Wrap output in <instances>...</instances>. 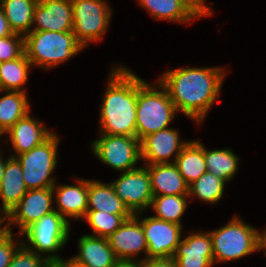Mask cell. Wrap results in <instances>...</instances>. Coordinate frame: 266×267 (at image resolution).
<instances>
[{"label": "cell", "mask_w": 266, "mask_h": 267, "mask_svg": "<svg viewBox=\"0 0 266 267\" xmlns=\"http://www.w3.org/2000/svg\"><path fill=\"white\" fill-rule=\"evenodd\" d=\"M224 70L222 67H182L163 73L158 81L167 90L177 111L200 124L220 96L227 73Z\"/></svg>", "instance_id": "1"}, {"label": "cell", "mask_w": 266, "mask_h": 267, "mask_svg": "<svg viewBox=\"0 0 266 267\" xmlns=\"http://www.w3.org/2000/svg\"><path fill=\"white\" fill-rule=\"evenodd\" d=\"M100 109V134L136 137L137 75L114 66Z\"/></svg>", "instance_id": "2"}, {"label": "cell", "mask_w": 266, "mask_h": 267, "mask_svg": "<svg viewBox=\"0 0 266 267\" xmlns=\"http://www.w3.org/2000/svg\"><path fill=\"white\" fill-rule=\"evenodd\" d=\"M151 85L137 75L136 137H143L169 128L178 113L165 87ZM158 85V86H157Z\"/></svg>", "instance_id": "3"}, {"label": "cell", "mask_w": 266, "mask_h": 267, "mask_svg": "<svg viewBox=\"0 0 266 267\" xmlns=\"http://www.w3.org/2000/svg\"><path fill=\"white\" fill-rule=\"evenodd\" d=\"M84 46L73 31L54 32L31 30L24 37V50L32 66L48 69L65 63Z\"/></svg>", "instance_id": "4"}, {"label": "cell", "mask_w": 266, "mask_h": 267, "mask_svg": "<svg viewBox=\"0 0 266 267\" xmlns=\"http://www.w3.org/2000/svg\"><path fill=\"white\" fill-rule=\"evenodd\" d=\"M257 229L234 216L219 229L210 231L215 262H230L257 251Z\"/></svg>", "instance_id": "5"}, {"label": "cell", "mask_w": 266, "mask_h": 267, "mask_svg": "<svg viewBox=\"0 0 266 267\" xmlns=\"http://www.w3.org/2000/svg\"><path fill=\"white\" fill-rule=\"evenodd\" d=\"M60 137L54 132L40 145L17 155L23 173V180L28 190L50 188L57 184L51 177L57 166L58 143Z\"/></svg>", "instance_id": "6"}, {"label": "cell", "mask_w": 266, "mask_h": 267, "mask_svg": "<svg viewBox=\"0 0 266 267\" xmlns=\"http://www.w3.org/2000/svg\"><path fill=\"white\" fill-rule=\"evenodd\" d=\"M70 231L69 220H66L57 211H53L34 222L20 235L27 237L28 242L23 240V244L28 249L41 256L43 253H47L49 255L45 257L52 260L63 259L55 252L61 250L68 242Z\"/></svg>", "instance_id": "7"}, {"label": "cell", "mask_w": 266, "mask_h": 267, "mask_svg": "<svg viewBox=\"0 0 266 267\" xmlns=\"http://www.w3.org/2000/svg\"><path fill=\"white\" fill-rule=\"evenodd\" d=\"M73 33L86 48L99 42L107 32L112 9L106 0H71Z\"/></svg>", "instance_id": "8"}, {"label": "cell", "mask_w": 266, "mask_h": 267, "mask_svg": "<svg viewBox=\"0 0 266 267\" xmlns=\"http://www.w3.org/2000/svg\"><path fill=\"white\" fill-rule=\"evenodd\" d=\"M93 154L104 164L117 171L138 168L141 159L140 140L137 137L101 134L91 144Z\"/></svg>", "instance_id": "9"}, {"label": "cell", "mask_w": 266, "mask_h": 267, "mask_svg": "<svg viewBox=\"0 0 266 267\" xmlns=\"http://www.w3.org/2000/svg\"><path fill=\"white\" fill-rule=\"evenodd\" d=\"M117 180L111 182L116 195L133 213L149 208L153 198L150 175L146 167L121 172Z\"/></svg>", "instance_id": "10"}, {"label": "cell", "mask_w": 266, "mask_h": 267, "mask_svg": "<svg viewBox=\"0 0 266 267\" xmlns=\"http://www.w3.org/2000/svg\"><path fill=\"white\" fill-rule=\"evenodd\" d=\"M53 190L50 188L31 189L21 198L20 202L7 214L8 231H12L11 225L19 226L20 234L34 222L40 220L55 208L53 204Z\"/></svg>", "instance_id": "11"}, {"label": "cell", "mask_w": 266, "mask_h": 267, "mask_svg": "<svg viewBox=\"0 0 266 267\" xmlns=\"http://www.w3.org/2000/svg\"><path fill=\"white\" fill-rule=\"evenodd\" d=\"M140 217L147 243V259L173 257L182 240V225L167 222L154 216Z\"/></svg>", "instance_id": "12"}, {"label": "cell", "mask_w": 266, "mask_h": 267, "mask_svg": "<svg viewBox=\"0 0 266 267\" xmlns=\"http://www.w3.org/2000/svg\"><path fill=\"white\" fill-rule=\"evenodd\" d=\"M188 142V140L181 142L180 134L174 128L169 127L157 131L140 140L141 159H144V165L174 163ZM174 153L176 156L172 161L170 158L173 157Z\"/></svg>", "instance_id": "13"}, {"label": "cell", "mask_w": 266, "mask_h": 267, "mask_svg": "<svg viewBox=\"0 0 266 267\" xmlns=\"http://www.w3.org/2000/svg\"><path fill=\"white\" fill-rule=\"evenodd\" d=\"M142 212L134 214L107 238L109 246L114 251L117 259H134L143 251L144 258L147 259V243L144 230L140 223ZM137 256V257H136Z\"/></svg>", "instance_id": "14"}, {"label": "cell", "mask_w": 266, "mask_h": 267, "mask_svg": "<svg viewBox=\"0 0 266 267\" xmlns=\"http://www.w3.org/2000/svg\"><path fill=\"white\" fill-rule=\"evenodd\" d=\"M33 29L36 31H73L71 0H38L34 9Z\"/></svg>", "instance_id": "15"}, {"label": "cell", "mask_w": 266, "mask_h": 267, "mask_svg": "<svg viewBox=\"0 0 266 267\" xmlns=\"http://www.w3.org/2000/svg\"><path fill=\"white\" fill-rule=\"evenodd\" d=\"M178 267H211L214 264L212 239L209 231L191 232L177 245L172 257Z\"/></svg>", "instance_id": "16"}, {"label": "cell", "mask_w": 266, "mask_h": 267, "mask_svg": "<svg viewBox=\"0 0 266 267\" xmlns=\"http://www.w3.org/2000/svg\"><path fill=\"white\" fill-rule=\"evenodd\" d=\"M76 185L55 184L52 187L56 210L66 220H83L88 210V179H76ZM68 217V219H67Z\"/></svg>", "instance_id": "17"}, {"label": "cell", "mask_w": 266, "mask_h": 267, "mask_svg": "<svg viewBox=\"0 0 266 267\" xmlns=\"http://www.w3.org/2000/svg\"><path fill=\"white\" fill-rule=\"evenodd\" d=\"M51 132L42 122L31 117L30 113L18 120L4 135H9L12 150L11 157L28 152L45 141Z\"/></svg>", "instance_id": "18"}, {"label": "cell", "mask_w": 266, "mask_h": 267, "mask_svg": "<svg viewBox=\"0 0 266 267\" xmlns=\"http://www.w3.org/2000/svg\"><path fill=\"white\" fill-rule=\"evenodd\" d=\"M79 254L70 258L80 267H112L117 260L107 238L83 235L78 240Z\"/></svg>", "instance_id": "19"}, {"label": "cell", "mask_w": 266, "mask_h": 267, "mask_svg": "<svg viewBox=\"0 0 266 267\" xmlns=\"http://www.w3.org/2000/svg\"><path fill=\"white\" fill-rule=\"evenodd\" d=\"M151 181L153 196L189 195V185L174 163L146 166Z\"/></svg>", "instance_id": "20"}, {"label": "cell", "mask_w": 266, "mask_h": 267, "mask_svg": "<svg viewBox=\"0 0 266 267\" xmlns=\"http://www.w3.org/2000/svg\"><path fill=\"white\" fill-rule=\"evenodd\" d=\"M27 191L21 164L16 157L10 156L0 182V199L2 201L0 209L2 212L8 214L20 202Z\"/></svg>", "instance_id": "21"}, {"label": "cell", "mask_w": 266, "mask_h": 267, "mask_svg": "<svg viewBox=\"0 0 266 267\" xmlns=\"http://www.w3.org/2000/svg\"><path fill=\"white\" fill-rule=\"evenodd\" d=\"M88 210L109 214H133L116 195L111 183L88 180Z\"/></svg>", "instance_id": "22"}, {"label": "cell", "mask_w": 266, "mask_h": 267, "mask_svg": "<svg viewBox=\"0 0 266 267\" xmlns=\"http://www.w3.org/2000/svg\"><path fill=\"white\" fill-rule=\"evenodd\" d=\"M38 0H0V5L13 33L26 36L33 25Z\"/></svg>", "instance_id": "23"}, {"label": "cell", "mask_w": 266, "mask_h": 267, "mask_svg": "<svg viewBox=\"0 0 266 267\" xmlns=\"http://www.w3.org/2000/svg\"><path fill=\"white\" fill-rule=\"evenodd\" d=\"M185 182L190 185L207 169L204 161V145L199 141H189L174 161Z\"/></svg>", "instance_id": "24"}, {"label": "cell", "mask_w": 266, "mask_h": 267, "mask_svg": "<svg viewBox=\"0 0 266 267\" xmlns=\"http://www.w3.org/2000/svg\"><path fill=\"white\" fill-rule=\"evenodd\" d=\"M0 97V136L30 112L27 92L5 91Z\"/></svg>", "instance_id": "25"}, {"label": "cell", "mask_w": 266, "mask_h": 267, "mask_svg": "<svg viewBox=\"0 0 266 267\" xmlns=\"http://www.w3.org/2000/svg\"><path fill=\"white\" fill-rule=\"evenodd\" d=\"M32 63L25 52L17 59L2 62L0 66V92L20 91L26 92L23 85L26 84Z\"/></svg>", "instance_id": "26"}, {"label": "cell", "mask_w": 266, "mask_h": 267, "mask_svg": "<svg viewBox=\"0 0 266 267\" xmlns=\"http://www.w3.org/2000/svg\"><path fill=\"white\" fill-rule=\"evenodd\" d=\"M240 157L235 155L231 149L207 150L204 146V161L207 172L229 182L235 176Z\"/></svg>", "instance_id": "27"}, {"label": "cell", "mask_w": 266, "mask_h": 267, "mask_svg": "<svg viewBox=\"0 0 266 267\" xmlns=\"http://www.w3.org/2000/svg\"><path fill=\"white\" fill-rule=\"evenodd\" d=\"M138 3L157 20L190 24L195 19L179 0H138Z\"/></svg>", "instance_id": "28"}, {"label": "cell", "mask_w": 266, "mask_h": 267, "mask_svg": "<svg viewBox=\"0 0 266 267\" xmlns=\"http://www.w3.org/2000/svg\"><path fill=\"white\" fill-rule=\"evenodd\" d=\"M189 195H163L153 196L150 207L156 215L155 218L182 225L181 217L188 206Z\"/></svg>", "instance_id": "29"}, {"label": "cell", "mask_w": 266, "mask_h": 267, "mask_svg": "<svg viewBox=\"0 0 266 267\" xmlns=\"http://www.w3.org/2000/svg\"><path fill=\"white\" fill-rule=\"evenodd\" d=\"M226 181L215 176L211 172H205L197 180L189 185V197L216 204L224 194Z\"/></svg>", "instance_id": "30"}, {"label": "cell", "mask_w": 266, "mask_h": 267, "mask_svg": "<svg viewBox=\"0 0 266 267\" xmlns=\"http://www.w3.org/2000/svg\"><path fill=\"white\" fill-rule=\"evenodd\" d=\"M134 214H109L98 210H87L84 220L93 230L92 236L108 238Z\"/></svg>", "instance_id": "31"}, {"label": "cell", "mask_w": 266, "mask_h": 267, "mask_svg": "<svg viewBox=\"0 0 266 267\" xmlns=\"http://www.w3.org/2000/svg\"><path fill=\"white\" fill-rule=\"evenodd\" d=\"M24 52V36L14 33L0 38V63L17 59Z\"/></svg>", "instance_id": "32"}, {"label": "cell", "mask_w": 266, "mask_h": 267, "mask_svg": "<svg viewBox=\"0 0 266 267\" xmlns=\"http://www.w3.org/2000/svg\"><path fill=\"white\" fill-rule=\"evenodd\" d=\"M48 259L28 249L23 243L14 253L8 267H44Z\"/></svg>", "instance_id": "33"}, {"label": "cell", "mask_w": 266, "mask_h": 267, "mask_svg": "<svg viewBox=\"0 0 266 267\" xmlns=\"http://www.w3.org/2000/svg\"><path fill=\"white\" fill-rule=\"evenodd\" d=\"M13 237V233L8 231L0 238V267H8L14 253L23 243L22 239L15 241Z\"/></svg>", "instance_id": "34"}, {"label": "cell", "mask_w": 266, "mask_h": 267, "mask_svg": "<svg viewBox=\"0 0 266 267\" xmlns=\"http://www.w3.org/2000/svg\"><path fill=\"white\" fill-rule=\"evenodd\" d=\"M185 9L195 18L212 16V10L206 5V0H179Z\"/></svg>", "instance_id": "35"}, {"label": "cell", "mask_w": 266, "mask_h": 267, "mask_svg": "<svg viewBox=\"0 0 266 267\" xmlns=\"http://www.w3.org/2000/svg\"><path fill=\"white\" fill-rule=\"evenodd\" d=\"M142 267H178L176 261L172 258H151L142 260Z\"/></svg>", "instance_id": "36"}, {"label": "cell", "mask_w": 266, "mask_h": 267, "mask_svg": "<svg viewBox=\"0 0 266 267\" xmlns=\"http://www.w3.org/2000/svg\"><path fill=\"white\" fill-rule=\"evenodd\" d=\"M13 31L9 26V23L4 15L3 9L0 5V38L13 35Z\"/></svg>", "instance_id": "37"}, {"label": "cell", "mask_w": 266, "mask_h": 267, "mask_svg": "<svg viewBox=\"0 0 266 267\" xmlns=\"http://www.w3.org/2000/svg\"><path fill=\"white\" fill-rule=\"evenodd\" d=\"M112 267H142L141 258L134 259H117Z\"/></svg>", "instance_id": "38"}, {"label": "cell", "mask_w": 266, "mask_h": 267, "mask_svg": "<svg viewBox=\"0 0 266 267\" xmlns=\"http://www.w3.org/2000/svg\"><path fill=\"white\" fill-rule=\"evenodd\" d=\"M44 267H74V263L70 258L67 261L64 259H48Z\"/></svg>", "instance_id": "39"}, {"label": "cell", "mask_w": 266, "mask_h": 267, "mask_svg": "<svg viewBox=\"0 0 266 267\" xmlns=\"http://www.w3.org/2000/svg\"><path fill=\"white\" fill-rule=\"evenodd\" d=\"M265 251L264 254L266 255V229L265 231L257 232V251Z\"/></svg>", "instance_id": "40"}, {"label": "cell", "mask_w": 266, "mask_h": 267, "mask_svg": "<svg viewBox=\"0 0 266 267\" xmlns=\"http://www.w3.org/2000/svg\"><path fill=\"white\" fill-rule=\"evenodd\" d=\"M3 150L0 149V182L2 181L3 175H4V170L7 164V160L9 158H7L6 160H4V156L2 155Z\"/></svg>", "instance_id": "41"}, {"label": "cell", "mask_w": 266, "mask_h": 267, "mask_svg": "<svg viewBox=\"0 0 266 267\" xmlns=\"http://www.w3.org/2000/svg\"><path fill=\"white\" fill-rule=\"evenodd\" d=\"M5 221L7 222V216H0V238L8 232L7 225L2 227Z\"/></svg>", "instance_id": "42"}, {"label": "cell", "mask_w": 266, "mask_h": 267, "mask_svg": "<svg viewBox=\"0 0 266 267\" xmlns=\"http://www.w3.org/2000/svg\"><path fill=\"white\" fill-rule=\"evenodd\" d=\"M2 210L0 209V216H7V214L5 212H2Z\"/></svg>", "instance_id": "43"}]
</instances>
